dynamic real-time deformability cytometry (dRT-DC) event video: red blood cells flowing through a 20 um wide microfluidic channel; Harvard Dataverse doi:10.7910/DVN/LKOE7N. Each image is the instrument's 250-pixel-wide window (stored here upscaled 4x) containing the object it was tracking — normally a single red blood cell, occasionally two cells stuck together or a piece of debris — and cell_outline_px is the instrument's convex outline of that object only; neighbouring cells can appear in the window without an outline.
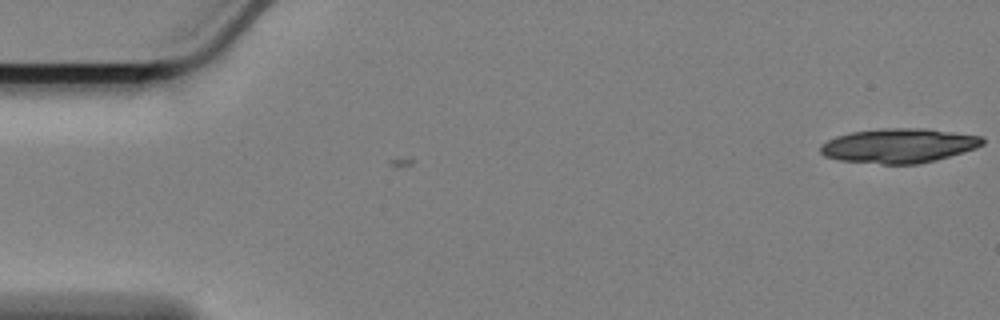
{"species": "Egyptian fruit bat (a non-hibernating species)", "species_latin": "Rousettus aegyptiacus", "temperature_condition": "cold", "stored_images_in_passage": 8, "camera_frame_rate_fps": 3000, "um_per_image_px": 0.085, "animal": {"sex": "female"}, "frame": {"image": 1, "passage_image": 8, "time_ms": 2.333, "image_size_px": [1000, 320], "cell_outline_px": [[984, 144], [976, 148], [936, 160], [916, 164], [880, 164], [840, 160], [824, 156], [820, 152], [820, 144], [836, 136], [852, 132], [876, 128], [924, 128], [984, 136]], "centroid_in_image_um": [76.4, 12.37], "position_along_channel_um": 8.6, "area_um2": 32.71}}